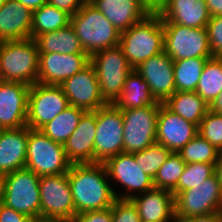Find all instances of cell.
I'll return each instance as SVG.
<instances>
[{
    "mask_svg": "<svg viewBox=\"0 0 222 222\" xmlns=\"http://www.w3.org/2000/svg\"><path fill=\"white\" fill-rule=\"evenodd\" d=\"M67 176L76 215L111 208L117 199L103 163H73Z\"/></svg>",
    "mask_w": 222,
    "mask_h": 222,
    "instance_id": "1",
    "label": "cell"
},
{
    "mask_svg": "<svg viewBox=\"0 0 222 222\" xmlns=\"http://www.w3.org/2000/svg\"><path fill=\"white\" fill-rule=\"evenodd\" d=\"M119 46L133 69L162 53L164 29L160 16L153 10L143 20L121 32Z\"/></svg>",
    "mask_w": 222,
    "mask_h": 222,
    "instance_id": "2",
    "label": "cell"
},
{
    "mask_svg": "<svg viewBox=\"0 0 222 222\" xmlns=\"http://www.w3.org/2000/svg\"><path fill=\"white\" fill-rule=\"evenodd\" d=\"M70 25L89 56L120 43L121 33L89 1L71 16Z\"/></svg>",
    "mask_w": 222,
    "mask_h": 222,
    "instance_id": "3",
    "label": "cell"
},
{
    "mask_svg": "<svg viewBox=\"0 0 222 222\" xmlns=\"http://www.w3.org/2000/svg\"><path fill=\"white\" fill-rule=\"evenodd\" d=\"M39 52L33 38L0 42V80L37 83Z\"/></svg>",
    "mask_w": 222,
    "mask_h": 222,
    "instance_id": "4",
    "label": "cell"
},
{
    "mask_svg": "<svg viewBox=\"0 0 222 222\" xmlns=\"http://www.w3.org/2000/svg\"><path fill=\"white\" fill-rule=\"evenodd\" d=\"M71 164L63 144L51 140L39 129L28 127L26 169L40 177L54 176L67 173Z\"/></svg>",
    "mask_w": 222,
    "mask_h": 222,
    "instance_id": "5",
    "label": "cell"
},
{
    "mask_svg": "<svg viewBox=\"0 0 222 222\" xmlns=\"http://www.w3.org/2000/svg\"><path fill=\"white\" fill-rule=\"evenodd\" d=\"M90 63L95 68L103 99L108 104H113L133 70L122 48L118 45L98 51L90 56Z\"/></svg>",
    "mask_w": 222,
    "mask_h": 222,
    "instance_id": "6",
    "label": "cell"
},
{
    "mask_svg": "<svg viewBox=\"0 0 222 222\" xmlns=\"http://www.w3.org/2000/svg\"><path fill=\"white\" fill-rule=\"evenodd\" d=\"M40 176L26 168L5 175L3 204L28 217L40 218Z\"/></svg>",
    "mask_w": 222,
    "mask_h": 222,
    "instance_id": "7",
    "label": "cell"
},
{
    "mask_svg": "<svg viewBox=\"0 0 222 222\" xmlns=\"http://www.w3.org/2000/svg\"><path fill=\"white\" fill-rule=\"evenodd\" d=\"M164 52L173 60L211 58L206 28H191L175 23H162Z\"/></svg>",
    "mask_w": 222,
    "mask_h": 222,
    "instance_id": "8",
    "label": "cell"
},
{
    "mask_svg": "<svg viewBox=\"0 0 222 222\" xmlns=\"http://www.w3.org/2000/svg\"><path fill=\"white\" fill-rule=\"evenodd\" d=\"M161 102L153 106L121 110L124 123L123 152L135 153L156 143V129Z\"/></svg>",
    "mask_w": 222,
    "mask_h": 222,
    "instance_id": "9",
    "label": "cell"
},
{
    "mask_svg": "<svg viewBox=\"0 0 222 222\" xmlns=\"http://www.w3.org/2000/svg\"><path fill=\"white\" fill-rule=\"evenodd\" d=\"M96 124L94 163H104L108 158L123 153L124 123L121 109L114 104L97 109Z\"/></svg>",
    "mask_w": 222,
    "mask_h": 222,
    "instance_id": "10",
    "label": "cell"
},
{
    "mask_svg": "<svg viewBox=\"0 0 222 222\" xmlns=\"http://www.w3.org/2000/svg\"><path fill=\"white\" fill-rule=\"evenodd\" d=\"M175 218L207 215L222 209V188L216 174L174 197Z\"/></svg>",
    "mask_w": 222,
    "mask_h": 222,
    "instance_id": "11",
    "label": "cell"
},
{
    "mask_svg": "<svg viewBox=\"0 0 222 222\" xmlns=\"http://www.w3.org/2000/svg\"><path fill=\"white\" fill-rule=\"evenodd\" d=\"M39 189L40 218L74 221L76 211L67 173L40 177Z\"/></svg>",
    "mask_w": 222,
    "mask_h": 222,
    "instance_id": "12",
    "label": "cell"
},
{
    "mask_svg": "<svg viewBox=\"0 0 222 222\" xmlns=\"http://www.w3.org/2000/svg\"><path fill=\"white\" fill-rule=\"evenodd\" d=\"M109 180L119 183L124 192H116L118 199H132L134 196L154 188L153 179L136 164L134 154L119 153L104 163Z\"/></svg>",
    "mask_w": 222,
    "mask_h": 222,
    "instance_id": "13",
    "label": "cell"
},
{
    "mask_svg": "<svg viewBox=\"0 0 222 222\" xmlns=\"http://www.w3.org/2000/svg\"><path fill=\"white\" fill-rule=\"evenodd\" d=\"M69 106L60 86L37 82L30 86L28 94L27 126L40 129Z\"/></svg>",
    "mask_w": 222,
    "mask_h": 222,
    "instance_id": "14",
    "label": "cell"
},
{
    "mask_svg": "<svg viewBox=\"0 0 222 222\" xmlns=\"http://www.w3.org/2000/svg\"><path fill=\"white\" fill-rule=\"evenodd\" d=\"M60 87L69 105L85 111H95L108 104L102 97L94 66L89 63L84 69L66 79Z\"/></svg>",
    "mask_w": 222,
    "mask_h": 222,
    "instance_id": "15",
    "label": "cell"
},
{
    "mask_svg": "<svg viewBox=\"0 0 222 222\" xmlns=\"http://www.w3.org/2000/svg\"><path fill=\"white\" fill-rule=\"evenodd\" d=\"M134 70L148 83L156 101L164 103L176 92L174 61L164 51L142 62Z\"/></svg>",
    "mask_w": 222,
    "mask_h": 222,
    "instance_id": "16",
    "label": "cell"
},
{
    "mask_svg": "<svg viewBox=\"0 0 222 222\" xmlns=\"http://www.w3.org/2000/svg\"><path fill=\"white\" fill-rule=\"evenodd\" d=\"M30 86L0 80V130L27 126Z\"/></svg>",
    "mask_w": 222,
    "mask_h": 222,
    "instance_id": "17",
    "label": "cell"
},
{
    "mask_svg": "<svg viewBox=\"0 0 222 222\" xmlns=\"http://www.w3.org/2000/svg\"><path fill=\"white\" fill-rule=\"evenodd\" d=\"M90 63L88 54L39 53L37 82L60 86Z\"/></svg>",
    "mask_w": 222,
    "mask_h": 222,
    "instance_id": "18",
    "label": "cell"
},
{
    "mask_svg": "<svg viewBox=\"0 0 222 222\" xmlns=\"http://www.w3.org/2000/svg\"><path fill=\"white\" fill-rule=\"evenodd\" d=\"M154 11L162 23H175L191 28H206L210 15L205 0H158Z\"/></svg>",
    "mask_w": 222,
    "mask_h": 222,
    "instance_id": "19",
    "label": "cell"
},
{
    "mask_svg": "<svg viewBox=\"0 0 222 222\" xmlns=\"http://www.w3.org/2000/svg\"><path fill=\"white\" fill-rule=\"evenodd\" d=\"M198 134V126L173 113L163 103L160 106L156 129V143L171 152H179Z\"/></svg>",
    "mask_w": 222,
    "mask_h": 222,
    "instance_id": "20",
    "label": "cell"
},
{
    "mask_svg": "<svg viewBox=\"0 0 222 222\" xmlns=\"http://www.w3.org/2000/svg\"><path fill=\"white\" fill-rule=\"evenodd\" d=\"M121 33L154 10L148 0H89Z\"/></svg>",
    "mask_w": 222,
    "mask_h": 222,
    "instance_id": "21",
    "label": "cell"
},
{
    "mask_svg": "<svg viewBox=\"0 0 222 222\" xmlns=\"http://www.w3.org/2000/svg\"><path fill=\"white\" fill-rule=\"evenodd\" d=\"M96 110L86 111L63 148L67 159L73 163H94V138L96 136Z\"/></svg>",
    "mask_w": 222,
    "mask_h": 222,
    "instance_id": "22",
    "label": "cell"
},
{
    "mask_svg": "<svg viewBox=\"0 0 222 222\" xmlns=\"http://www.w3.org/2000/svg\"><path fill=\"white\" fill-rule=\"evenodd\" d=\"M131 200L136 205L142 222H174L175 204L171 191L154 187Z\"/></svg>",
    "mask_w": 222,
    "mask_h": 222,
    "instance_id": "23",
    "label": "cell"
},
{
    "mask_svg": "<svg viewBox=\"0 0 222 222\" xmlns=\"http://www.w3.org/2000/svg\"><path fill=\"white\" fill-rule=\"evenodd\" d=\"M28 126L0 130V174L25 168Z\"/></svg>",
    "mask_w": 222,
    "mask_h": 222,
    "instance_id": "24",
    "label": "cell"
},
{
    "mask_svg": "<svg viewBox=\"0 0 222 222\" xmlns=\"http://www.w3.org/2000/svg\"><path fill=\"white\" fill-rule=\"evenodd\" d=\"M33 11L17 0H7L0 8V42L31 38Z\"/></svg>",
    "mask_w": 222,
    "mask_h": 222,
    "instance_id": "25",
    "label": "cell"
},
{
    "mask_svg": "<svg viewBox=\"0 0 222 222\" xmlns=\"http://www.w3.org/2000/svg\"><path fill=\"white\" fill-rule=\"evenodd\" d=\"M34 40L39 53L87 54L70 24L59 30L38 35Z\"/></svg>",
    "mask_w": 222,
    "mask_h": 222,
    "instance_id": "26",
    "label": "cell"
},
{
    "mask_svg": "<svg viewBox=\"0 0 222 222\" xmlns=\"http://www.w3.org/2000/svg\"><path fill=\"white\" fill-rule=\"evenodd\" d=\"M156 102L148 83L133 69L125 80L120 96L113 104L121 110H128L153 106Z\"/></svg>",
    "mask_w": 222,
    "mask_h": 222,
    "instance_id": "27",
    "label": "cell"
},
{
    "mask_svg": "<svg viewBox=\"0 0 222 222\" xmlns=\"http://www.w3.org/2000/svg\"><path fill=\"white\" fill-rule=\"evenodd\" d=\"M163 104L173 113L197 126L209 111V105L196 91H176Z\"/></svg>",
    "mask_w": 222,
    "mask_h": 222,
    "instance_id": "28",
    "label": "cell"
},
{
    "mask_svg": "<svg viewBox=\"0 0 222 222\" xmlns=\"http://www.w3.org/2000/svg\"><path fill=\"white\" fill-rule=\"evenodd\" d=\"M86 111L75 106H69L59 113L53 120L47 122L41 130L51 140L64 144L75 131L80 118Z\"/></svg>",
    "mask_w": 222,
    "mask_h": 222,
    "instance_id": "29",
    "label": "cell"
},
{
    "mask_svg": "<svg viewBox=\"0 0 222 222\" xmlns=\"http://www.w3.org/2000/svg\"><path fill=\"white\" fill-rule=\"evenodd\" d=\"M70 19L67 12L46 3L33 11L31 38L64 28L70 24Z\"/></svg>",
    "mask_w": 222,
    "mask_h": 222,
    "instance_id": "30",
    "label": "cell"
},
{
    "mask_svg": "<svg viewBox=\"0 0 222 222\" xmlns=\"http://www.w3.org/2000/svg\"><path fill=\"white\" fill-rule=\"evenodd\" d=\"M210 105L222 91V58H209L202 70L195 90Z\"/></svg>",
    "mask_w": 222,
    "mask_h": 222,
    "instance_id": "31",
    "label": "cell"
},
{
    "mask_svg": "<svg viewBox=\"0 0 222 222\" xmlns=\"http://www.w3.org/2000/svg\"><path fill=\"white\" fill-rule=\"evenodd\" d=\"M209 58H189L174 61L176 91H195L206 61Z\"/></svg>",
    "mask_w": 222,
    "mask_h": 222,
    "instance_id": "32",
    "label": "cell"
},
{
    "mask_svg": "<svg viewBox=\"0 0 222 222\" xmlns=\"http://www.w3.org/2000/svg\"><path fill=\"white\" fill-rule=\"evenodd\" d=\"M185 163L216 164L221 154L209 141L197 134L179 152Z\"/></svg>",
    "mask_w": 222,
    "mask_h": 222,
    "instance_id": "33",
    "label": "cell"
},
{
    "mask_svg": "<svg viewBox=\"0 0 222 222\" xmlns=\"http://www.w3.org/2000/svg\"><path fill=\"white\" fill-rule=\"evenodd\" d=\"M186 163L178 152H171L153 179L155 188L173 191L183 174Z\"/></svg>",
    "mask_w": 222,
    "mask_h": 222,
    "instance_id": "34",
    "label": "cell"
},
{
    "mask_svg": "<svg viewBox=\"0 0 222 222\" xmlns=\"http://www.w3.org/2000/svg\"><path fill=\"white\" fill-rule=\"evenodd\" d=\"M215 174V164L210 163H186L183 174L180 176L176 188L172 191L174 197L182 191L195 188L204 180Z\"/></svg>",
    "mask_w": 222,
    "mask_h": 222,
    "instance_id": "35",
    "label": "cell"
},
{
    "mask_svg": "<svg viewBox=\"0 0 222 222\" xmlns=\"http://www.w3.org/2000/svg\"><path fill=\"white\" fill-rule=\"evenodd\" d=\"M170 153L171 151L162 144L154 143L146 149L133 154L140 169L154 179Z\"/></svg>",
    "mask_w": 222,
    "mask_h": 222,
    "instance_id": "36",
    "label": "cell"
},
{
    "mask_svg": "<svg viewBox=\"0 0 222 222\" xmlns=\"http://www.w3.org/2000/svg\"><path fill=\"white\" fill-rule=\"evenodd\" d=\"M198 134L222 153V114L209 110L198 126Z\"/></svg>",
    "mask_w": 222,
    "mask_h": 222,
    "instance_id": "37",
    "label": "cell"
},
{
    "mask_svg": "<svg viewBox=\"0 0 222 222\" xmlns=\"http://www.w3.org/2000/svg\"><path fill=\"white\" fill-rule=\"evenodd\" d=\"M113 222H142L138 209L131 199H116L111 206Z\"/></svg>",
    "mask_w": 222,
    "mask_h": 222,
    "instance_id": "38",
    "label": "cell"
},
{
    "mask_svg": "<svg viewBox=\"0 0 222 222\" xmlns=\"http://www.w3.org/2000/svg\"><path fill=\"white\" fill-rule=\"evenodd\" d=\"M206 30L212 57L222 58V16L210 17Z\"/></svg>",
    "mask_w": 222,
    "mask_h": 222,
    "instance_id": "39",
    "label": "cell"
},
{
    "mask_svg": "<svg viewBox=\"0 0 222 222\" xmlns=\"http://www.w3.org/2000/svg\"><path fill=\"white\" fill-rule=\"evenodd\" d=\"M73 222H113L111 208L80 213Z\"/></svg>",
    "mask_w": 222,
    "mask_h": 222,
    "instance_id": "40",
    "label": "cell"
},
{
    "mask_svg": "<svg viewBox=\"0 0 222 222\" xmlns=\"http://www.w3.org/2000/svg\"><path fill=\"white\" fill-rule=\"evenodd\" d=\"M34 220L4 204L0 205V222H34Z\"/></svg>",
    "mask_w": 222,
    "mask_h": 222,
    "instance_id": "41",
    "label": "cell"
},
{
    "mask_svg": "<svg viewBox=\"0 0 222 222\" xmlns=\"http://www.w3.org/2000/svg\"><path fill=\"white\" fill-rule=\"evenodd\" d=\"M88 1L89 0H47V3L72 16Z\"/></svg>",
    "mask_w": 222,
    "mask_h": 222,
    "instance_id": "42",
    "label": "cell"
},
{
    "mask_svg": "<svg viewBox=\"0 0 222 222\" xmlns=\"http://www.w3.org/2000/svg\"><path fill=\"white\" fill-rule=\"evenodd\" d=\"M174 222H220V214L219 212H214L207 215L175 218Z\"/></svg>",
    "mask_w": 222,
    "mask_h": 222,
    "instance_id": "43",
    "label": "cell"
},
{
    "mask_svg": "<svg viewBox=\"0 0 222 222\" xmlns=\"http://www.w3.org/2000/svg\"><path fill=\"white\" fill-rule=\"evenodd\" d=\"M209 15L222 16V0H205Z\"/></svg>",
    "mask_w": 222,
    "mask_h": 222,
    "instance_id": "44",
    "label": "cell"
},
{
    "mask_svg": "<svg viewBox=\"0 0 222 222\" xmlns=\"http://www.w3.org/2000/svg\"><path fill=\"white\" fill-rule=\"evenodd\" d=\"M25 7H28L32 11L39 9L42 5L47 3V0H17Z\"/></svg>",
    "mask_w": 222,
    "mask_h": 222,
    "instance_id": "45",
    "label": "cell"
},
{
    "mask_svg": "<svg viewBox=\"0 0 222 222\" xmlns=\"http://www.w3.org/2000/svg\"><path fill=\"white\" fill-rule=\"evenodd\" d=\"M209 110L214 113L222 114V91L214 99V101L209 105Z\"/></svg>",
    "mask_w": 222,
    "mask_h": 222,
    "instance_id": "46",
    "label": "cell"
},
{
    "mask_svg": "<svg viewBox=\"0 0 222 222\" xmlns=\"http://www.w3.org/2000/svg\"><path fill=\"white\" fill-rule=\"evenodd\" d=\"M215 174L219 179L222 188V153L220 154L219 159L215 164Z\"/></svg>",
    "mask_w": 222,
    "mask_h": 222,
    "instance_id": "47",
    "label": "cell"
},
{
    "mask_svg": "<svg viewBox=\"0 0 222 222\" xmlns=\"http://www.w3.org/2000/svg\"><path fill=\"white\" fill-rule=\"evenodd\" d=\"M5 189V175L0 174V205L4 201Z\"/></svg>",
    "mask_w": 222,
    "mask_h": 222,
    "instance_id": "48",
    "label": "cell"
},
{
    "mask_svg": "<svg viewBox=\"0 0 222 222\" xmlns=\"http://www.w3.org/2000/svg\"><path fill=\"white\" fill-rule=\"evenodd\" d=\"M34 222H71L64 219H52V218H38L35 219Z\"/></svg>",
    "mask_w": 222,
    "mask_h": 222,
    "instance_id": "49",
    "label": "cell"
},
{
    "mask_svg": "<svg viewBox=\"0 0 222 222\" xmlns=\"http://www.w3.org/2000/svg\"><path fill=\"white\" fill-rule=\"evenodd\" d=\"M153 6L158 2V0H148Z\"/></svg>",
    "mask_w": 222,
    "mask_h": 222,
    "instance_id": "50",
    "label": "cell"
},
{
    "mask_svg": "<svg viewBox=\"0 0 222 222\" xmlns=\"http://www.w3.org/2000/svg\"><path fill=\"white\" fill-rule=\"evenodd\" d=\"M7 0H0V8L2 7V5L6 2Z\"/></svg>",
    "mask_w": 222,
    "mask_h": 222,
    "instance_id": "51",
    "label": "cell"
},
{
    "mask_svg": "<svg viewBox=\"0 0 222 222\" xmlns=\"http://www.w3.org/2000/svg\"><path fill=\"white\" fill-rule=\"evenodd\" d=\"M220 214V222H222V209L219 211Z\"/></svg>",
    "mask_w": 222,
    "mask_h": 222,
    "instance_id": "52",
    "label": "cell"
}]
</instances>
